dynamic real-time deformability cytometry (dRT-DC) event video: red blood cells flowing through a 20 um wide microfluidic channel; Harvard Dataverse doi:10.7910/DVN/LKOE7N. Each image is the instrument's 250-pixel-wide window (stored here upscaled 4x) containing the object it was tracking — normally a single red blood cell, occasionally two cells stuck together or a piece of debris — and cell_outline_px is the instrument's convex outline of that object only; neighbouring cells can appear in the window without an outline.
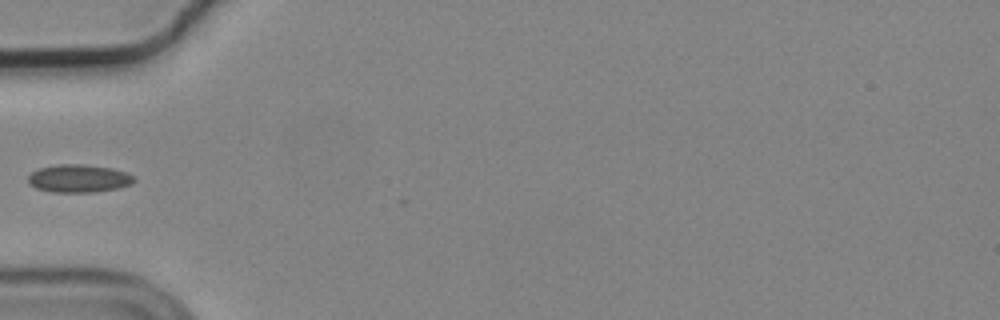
{"species": "common noctule bat (a hibernating species)", "species_latin": "Nyctalus noctula", "temperature_condition": "cold", "stored_images_in_passage": 37, "camera_frame_rate_fps": 3000, "um_per_image_px": 0.085, "animal": {"sex": "male", "body_mass_g": 19.2, "forearm_length_mm": 51.8}, "frame": {"image": 1, "passage_image": 1, "time_ms": 0.0, "image_size_px": [1000, 320], "cell_outline_px": [[136, 180], [132, 184], [120, 188], [92, 192], [52, 192], [36, 188], [28, 184], [28, 176], [32, 172], [40, 168], [56, 164], [84, 164], [112, 168], [124, 172], [132, 176]], "centroid_in_image_um": [6.68, 15.17], "position_along_channel_um": 78.3, "area_um2": 17.28}}
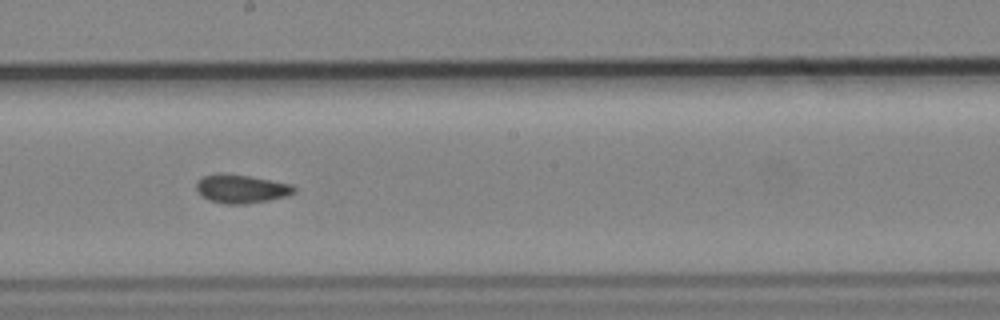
{"frame": {"image": 2, "passage_image": 13, "time_ms": 4.0, "image_size_px": [1000, 320], "cell_outline_px": [[296, 192], [288, 196], [268, 200], [244, 204], [224, 204], [208, 200], [196, 188], [196, 180], [204, 176], [216, 172], [224, 172], [248, 176], [292, 184], [296, 188]], "centroid_in_image_um": [20.5, 16.03], "position_along_channel_um": 227.7, "area_um2": 16.42}}
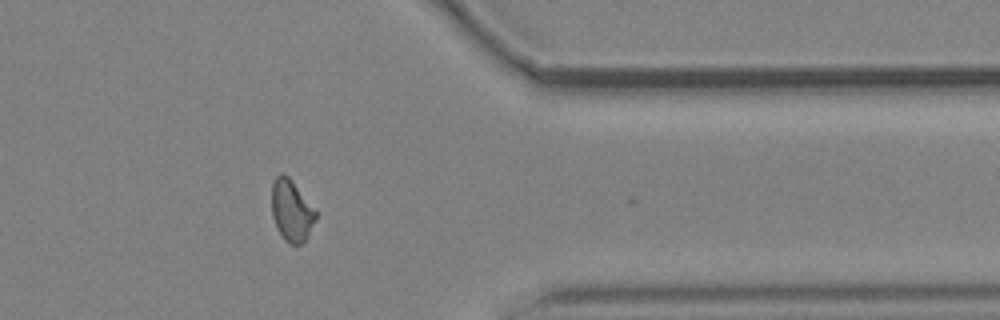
{"frame": {"image": 3, "passage_image": 27, "time_ms": 8.667, "image_size_px": [1000, 320], "cell_outline_px": [[316, 216], [304, 240], [300, 244], [292, 244], [284, 240], [276, 228], [272, 216], [272, 184], [276, 176], [280, 172], [284, 172], [292, 180], [316, 212]], "centroid_in_image_um": [24.72, 17.86], "position_along_channel_um": 386.7, "area_um2": 15.43}}